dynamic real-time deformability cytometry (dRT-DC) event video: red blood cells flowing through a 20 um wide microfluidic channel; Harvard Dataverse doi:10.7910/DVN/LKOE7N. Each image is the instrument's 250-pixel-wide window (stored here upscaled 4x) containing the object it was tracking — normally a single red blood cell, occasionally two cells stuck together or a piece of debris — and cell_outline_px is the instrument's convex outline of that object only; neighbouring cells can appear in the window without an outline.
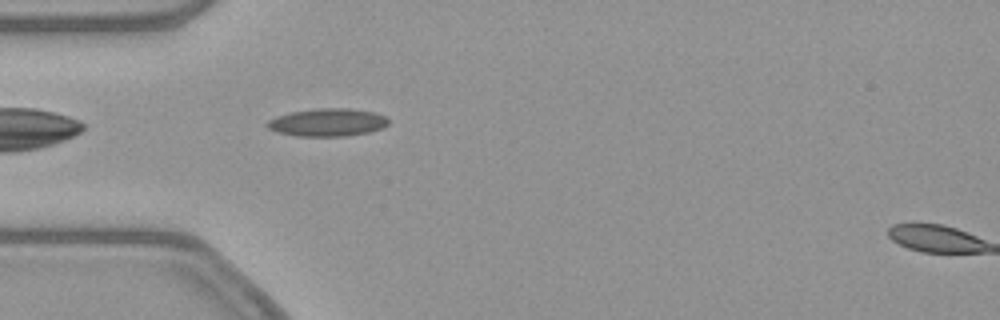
{"species": "common noctule bat (a hibernating species)", "species_latin": "Nyctalus noctula", "temperature_condition": "warm", "stored_images_in_passage": 3, "camera_frame_rate_fps": 3000, "um_per_image_px": 0.085, "animal": {"sex": "female", "body_mass_g": 21.9}, "frame": {"image": 1, "passage_image": 2, "time_ms": 0.333, "image_size_px": [1000, 320], "cell_outline_px": [[388, 124], [384, 128], [368, 132], [344, 136], [296, 136], [276, 132], [268, 128], [264, 124], [268, 120], [276, 116], [292, 112], [316, 108], [348, 108], [372, 112], [384, 116], [388, 120]], "centroid_in_image_um": [27.8, 10.4], "position_along_channel_um": 57.2, "area_um2": 19.65}}